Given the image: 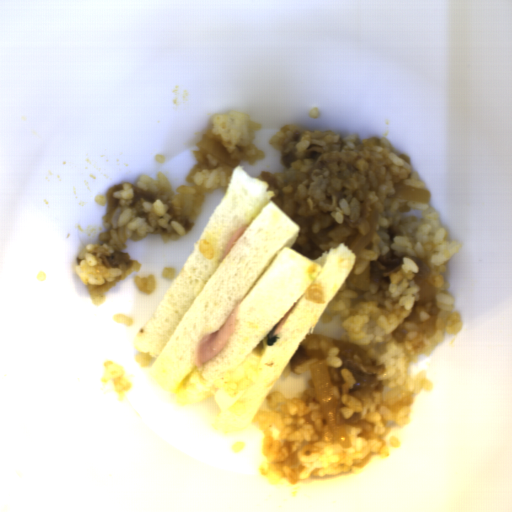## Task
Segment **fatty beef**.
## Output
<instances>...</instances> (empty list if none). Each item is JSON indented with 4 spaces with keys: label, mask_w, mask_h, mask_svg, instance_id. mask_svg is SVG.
<instances>
[{
    "label": "fatty beef",
    "mask_w": 512,
    "mask_h": 512,
    "mask_svg": "<svg viewBox=\"0 0 512 512\" xmlns=\"http://www.w3.org/2000/svg\"><path fill=\"white\" fill-rule=\"evenodd\" d=\"M332 348L338 349L335 356L340 358L342 365L327 367V370L330 382L336 386L339 396H343L342 369L354 378L349 395L359 401H368L373 392L382 393L384 384L378 377L385 372V367L377 365L376 359L368 357L361 347L323 334H308L305 337L290 361L289 370L293 374L305 373L312 368L311 364L326 362Z\"/></svg>",
    "instance_id": "8fa450e3"
},
{
    "label": "fatty beef",
    "mask_w": 512,
    "mask_h": 512,
    "mask_svg": "<svg viewBox=\"0 0 512 512\" xmlns=\"http://www.w3.org/2000/svg\"><path fill=\"white\" fill-rule=\"evenodd\" d=\"M300 232L291 249L302 253L312 261L324 254L329 248H336L344 243L350 248L351 243L360 234L358 223L343 219L338 224L330 211L303 216L294 214L291 218Z\"/></svg>",
    "instance_id": "1bbc456c"
},
{
    "label": "fatty beef",
    "mask_w": 512,
    "mask_h": 512,
    "mask_svg": "<svg viewBox=\"0 0 512 512\" xmlns=\"http://www.w3.org/2000/svg\"><path fill=\"white\" fill-rule=\"evenodd\" d=\"M412 261L418 267L417 273L414 274V281L419 288L418 299L412 305L411 314L405 317L391 334L398 344L404 342L407 337L408 332L404 328L406 323L415 325L427 339L437 329L436 321L439 311L435 303L437 291L428 279L431 268L418 256L413 257Z\"/></svg>",
    "instance_id": "5ad873be"
},
{
    "label": "fatty beef",
    "mask_w": 512,
    "mask_h": 512,
    "mask_svg": "<svg viewBox=\"0 0 512 512\" xmlns=\"http://www.w3.org/2000/svg\"><path fill=\"white\" fill-rule=\"evenodd\" d=\"M403 263V256H397L392 251L369 262L370 283L375 284L378 291L388 290L389 276L398 273Z\"/></svg>",
    "instance_id": "51303b74"
},
{
    "label": "fatty beef",
    "mask_w": 512,
    "mask_h": 512,
    "mask_svg": "<svg viewBox=\"0 0 512 512\" xmlns=\"http://www.w3.org/2000/svg\"><path fill=\"white\" fill-rule=\"evenodd\" d=\"M131 189L133 191V198L128 209L133 210L134 216L146 219L150 227L152 224L150 222L148 212L143 207V203H155L158 196L149 191H144L133 184H131Z\"/></svg>",
    "instance_id": "2513f850"
},
{
    "label": "fatty beef",
    "mask_w": 512,
    "mask_h": 512,
    "mask_svg": "<svg viewBox=\"0 0 512 512\" xmlns=\"http://www.w3.org/2000/svg\"><path fill=\"white\" fill-rule=\"evenodd\" d=\"M101 259L106 268H118L128 271L134 259H130L129 252L114 251L110 256L101 254Z\"/></svg>",
    "instance_id": "7934fd38"
},
{
    "label": "fatty beef",
    "mask_w": 512,
    "mask_h": 512,
    "mask_svg": "<svg viewBox=\"0 0 512 512\" xmlns=\"http://www.w3.org/2000/svg\"><path fill=\"white\" fill-rule=\"evenodd\" d=\"M123 189H124L123 183L115 184L112 187H110L109 189H107V191L105 193V200L107 203V212L103 216L102 220H105L108 222L113 221V219L117 213V210L119 208L120 202H121V200L119 198L114 197L113 193L116 191H123Z\"/></svg>",
    "instance_id": "6575b59f"
},
{
    "label": "fatty beef",
    "mask_w": 512,
    "mask_h": 512,
    "mask_svg": "<svg viewBox=\"0 0 512 512\" xmlns=\"http://www.w3.org/2000/svg\"><path fill=\"white\" fill-rule=\"evenodd\" d=\"M322 154V146L317 144H310L309 147L303 153V159H312L317 161Z\"/></svg>",
    "instance_id": "f438e4f6"
}]
</instances>
